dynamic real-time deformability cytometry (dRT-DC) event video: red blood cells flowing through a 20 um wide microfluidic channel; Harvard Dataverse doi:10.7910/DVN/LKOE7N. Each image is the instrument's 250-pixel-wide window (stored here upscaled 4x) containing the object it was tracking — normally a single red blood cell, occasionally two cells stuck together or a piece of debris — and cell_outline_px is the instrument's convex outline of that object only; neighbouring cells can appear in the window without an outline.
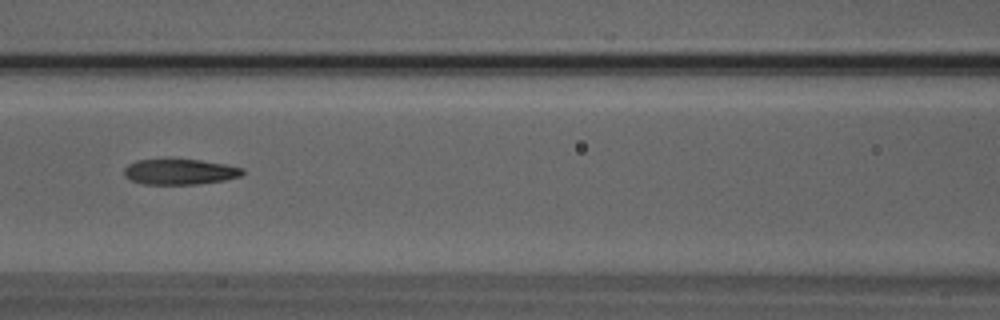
{"species": "Egyptian fruit bat (a non-hibernating species)", "species_latin": "Rousettus aegyptiacus", "temperature_condition": "room temperature", "stored_images_in_passage": 41, "camera_frame_rate_fps": 3000, "um_per_image_px": 0.085, "animal": {"sex": "male"}, "frame": {"image": 1, "passage_image": 22, "time_ms": 7.0, "image_size_px": [1000, 320], "cell_outline_px": [[244, 172], [240, 176], [224, 180], [200, 184], [144, 184], [132, 180], [124, 176], [124, 168], [128, 164], [136, 160], [168, 156], [200, 160], [224, 164], [244, 168]], "centroid_in_image_um": [15.23, 14.55], "position_along_channel_um": 151.4, "area_um2": 18.38}}
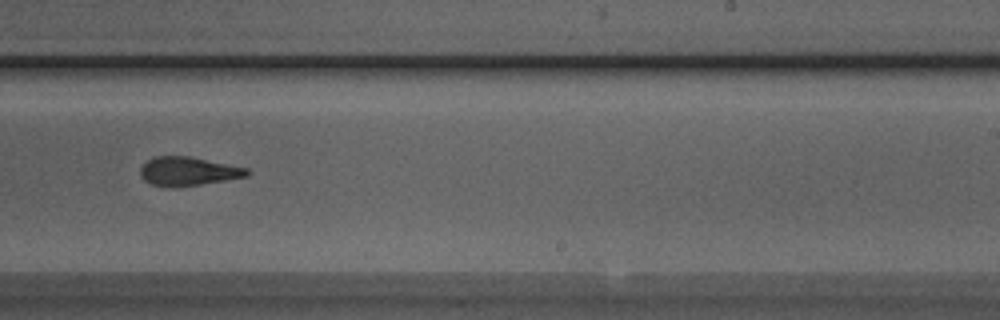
{"frame": {"image": 2, "passage_image": 31, "time_ms": 10.0, "image_size_px": [1000, 320], "cell_outline_px": [[252, 172], [248, 176], [200, 184], [172, 188], [152, 184], [144, 180], [140, 176], [140, 168], [148, 160], [156, 156], [188, 156], [248, 168]], "centroid_in_image_um": [15.99, 14.56], "position_along_channel_um": 273.0, "area_um2": 17.8}}
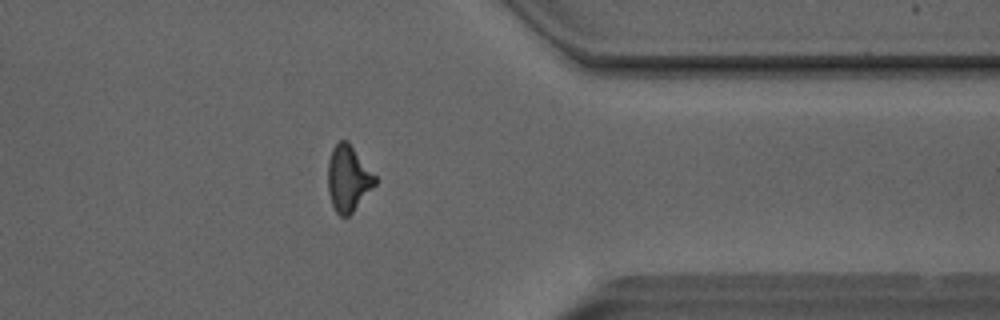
{"frame": {"image": 3, "passage_image": 40, "time_ms": 13.0, "image_size_px": [1000, 320], "cell_outline_px": [[376, 184], [352, 212], [348, 216], [340, 216], [336, 212], [332, 204], [328, 192], [328, 160], [332, 148], [340, 140], [348, 140], [376, 176]], "centroid_in_image_um": [29.59, 15.15], "position_along_channel_um": 381.8, "area_um2": 18.09}}